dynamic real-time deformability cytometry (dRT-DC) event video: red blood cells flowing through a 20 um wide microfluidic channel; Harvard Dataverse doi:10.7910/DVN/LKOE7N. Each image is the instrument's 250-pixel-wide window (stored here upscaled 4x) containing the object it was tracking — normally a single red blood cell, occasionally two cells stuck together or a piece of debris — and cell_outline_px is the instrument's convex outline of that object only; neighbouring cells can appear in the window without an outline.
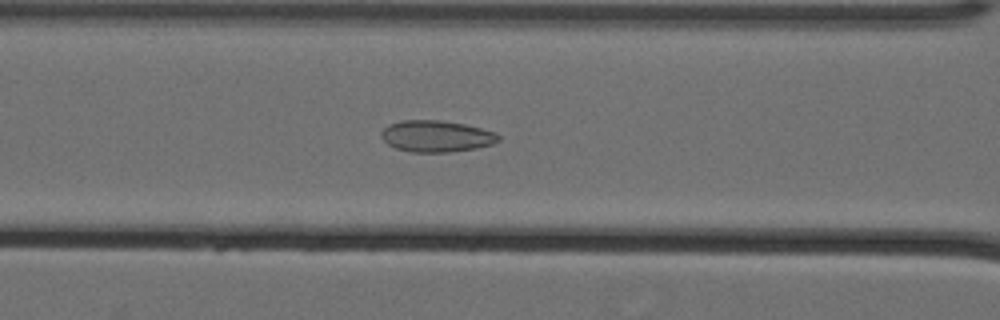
{"species": "Egyptian fruit bat (a non-hibernating species)", "species_latin": "Rousettus aegyptiacus", "temperature_condition": "cold", "stored_images_in_passage": 45, "camera_frame_rate_fps": 3000, "um_per_image_px": 0.085, "animal": {"sex": "female"}, "frame": {"image": 1, "passage_image": 17, "time_ms": 5.333, "image_size_px": [1000, 320], "cell_outline_px": [[500, 140], [492, 144], [476, 148], [452, 152], [412, 152], [396, 148], [388, 144], [380, 136], [380, 132], [388, 124], [400, 120], [440, 120], [464, 124], [496, 132], [500, 136]], "centroid_in_image_um": [37.08, 11.57], "position_along_channel_um": 129.5, "area_um2": 21.62}}
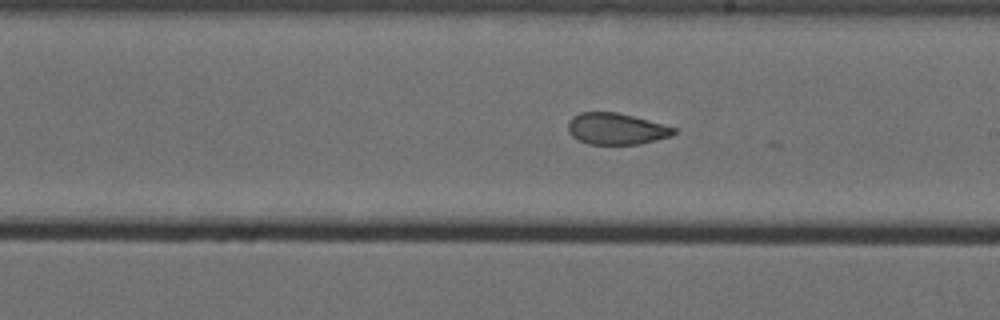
{"frame": {"image": 2, "passage_image": 26, "time_ms": 8.333, "image_size_px": [1000, 320], "cell_outline_px": [[676, 132], [672, 136], [640, 144], [588, 144], [572, 136], [568, 132], [568, 120], [572, 116], [580, 112], [616, 112], [632, 116], [676, 128]], "centroid_in_image_um": [52.35, 10.95], "position_along_channel_um": 236.6, "area_um2": 19.31}}
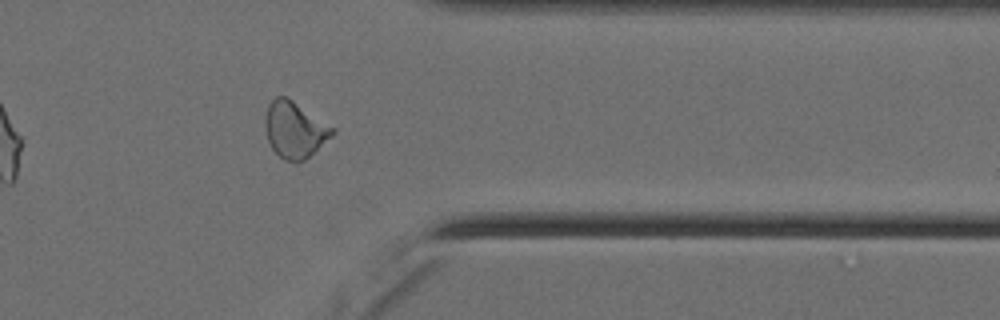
{"frame": {"image": 3, "passage_image": 39, "time_ms": 12.667, "image_size_px": [1000, 320], "cell_outline_px": [[336, 132], [332, 136], [304, 160], [296, 164], [284, 160], [272, 148], [268, 140], [264, 124], [264, 116], [268, 104], [276, 96], [284, 96], [292, 100], [336, 128]], "centroid_in_image_um": [25.04, 11.03], "position_along_channel_um": 386.4, "area_um2": 22.14}, "authors_computed_cell_mechanics": {"area_um2": 21.5594, "velocity_mm_per_s": 3.5695, "shape_relaxation_time_tau1_ms": null, "shape_relaxation_time_tau2_ms": 2.1767, "deformation_change_tau1": null, "deformation_change_tau2": 0.0718}}